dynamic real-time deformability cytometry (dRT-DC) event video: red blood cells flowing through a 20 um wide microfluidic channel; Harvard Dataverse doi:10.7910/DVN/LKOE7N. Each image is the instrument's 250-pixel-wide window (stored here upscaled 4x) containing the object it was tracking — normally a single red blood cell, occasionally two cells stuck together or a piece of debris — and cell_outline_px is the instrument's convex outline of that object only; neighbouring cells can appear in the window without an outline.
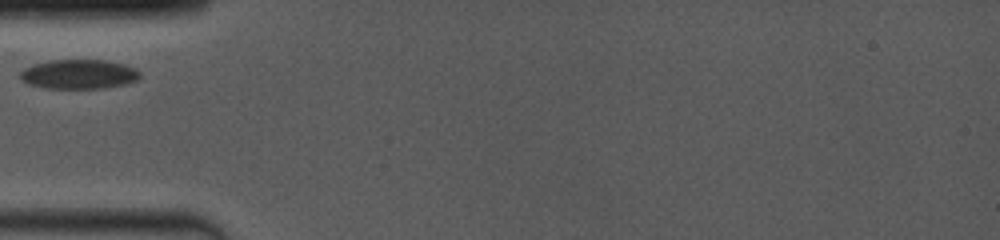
{"species": "common noctule bat (a hibernating species)", "species_latin": "Nyctalus noctula", "temperature_condition": "room temperature", "stored_images_in_passage": 4, "camera_frame_rate_fps": 4000, "um_per_image_px": 0.085, "animal": {"sex": "female", "body_mass_g": 19.0, "forearm_length_mm": 53.3}, "frame": {"image": 1, "passage_image": 1, "time_ms": 0.0, "image_size_px": [1000, 240], "cell_outline_px": [[140, 76], [136, 80], [128, 84], [104, 88], [44, 88], [28, 84], [20, 80], [20, 72], [24, 68], [32, 64], [52, 60], [104, 60], [124, 64], [136, 68], [140, 72]], "centroid_in_image_um": [6.7, 6.31], "position_along_channel_um": 78.3, "area_um2": 20.69}}
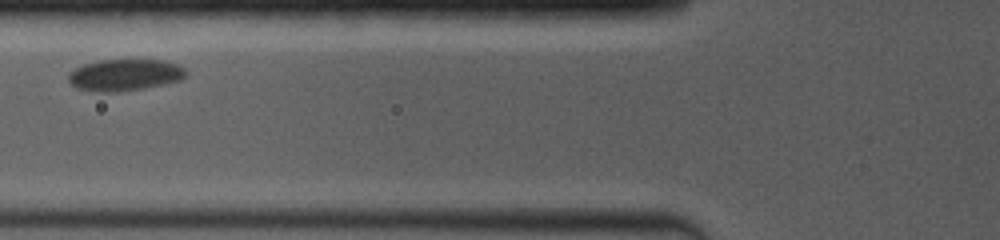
{"frame": {"image": 2, "passage_image": 2, "time_ms": 1.0, "image_size_px": [1000, 240], "cell_outline_px": [[188, 72], [180, 80], [164, 84], [144, 88], [116, 92], [96, 92], [76, 88], [68, 80], [68, 76], [76, 68], [84, 64], [100, 60], [164, 60], [176, 64], [184, 68]], "centroid_in_image_um": [10.61, 6.37], "position_along_channel_um": 115.2, "area_um2": 21.56}}
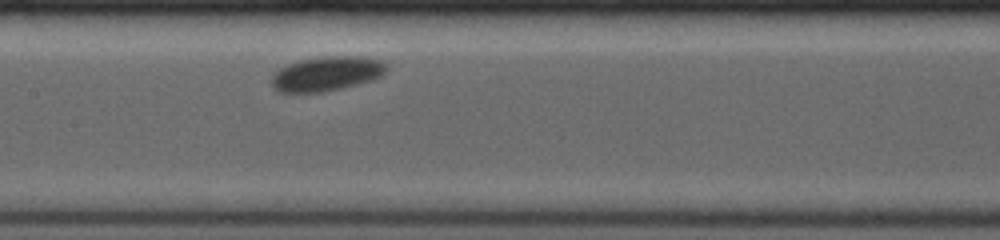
{"frame": {"image": 3, "passage_image": 4, "time_ms": 2.75, "image_size_px": [1000, 240], "cell_outline_px": [[388, 72], [372, 80], [324, 92], [276, 92], [272, 84], [272, 76], [280, 68], [288, 64], [300, 60], [324, 56], [356, 56], [380, 60], [388, 64]], "centroid_in_image_um": [27.79, 6.26], "position_along_channel_um": 179.6, "area_um2": 23.06}}